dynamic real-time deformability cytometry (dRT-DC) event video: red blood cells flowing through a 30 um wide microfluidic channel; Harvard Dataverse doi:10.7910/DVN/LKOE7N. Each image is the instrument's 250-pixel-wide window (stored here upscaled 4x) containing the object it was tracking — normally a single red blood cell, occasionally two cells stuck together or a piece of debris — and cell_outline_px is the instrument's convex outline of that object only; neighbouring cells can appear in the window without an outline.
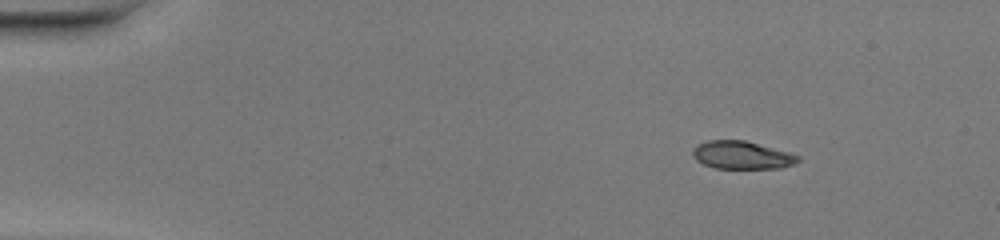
{"species": "common noctule bat (a hibernating species)", "species_latin": "Nyctalus noctula", "temperature_condition": "warm", "stored_images_in_passage": 11, "camera_frame_rate_fps": 3000, "um_per_image_px": 0.085, "animal": {"sex": "female", "body_mass_g": 20.0, "forearm_length_mm": 54.0}, "frame": {"image": 1, "passage_image": 1, "time_ms": 0.0, "image_size_px": [1000, 240], "cell_outline_px": [[800, 160], [792, 164], [780, 168], [716, 168], [704, 164], [696, 160], [692, 156], [692, 148], [696, 144], [708, 140], [744, 140], [788, 152], [800, 156]], "centroid_in_image_um": [63.01, 13.18], "position_along_channel_um": 22.0, "area_um2": 17.05}}
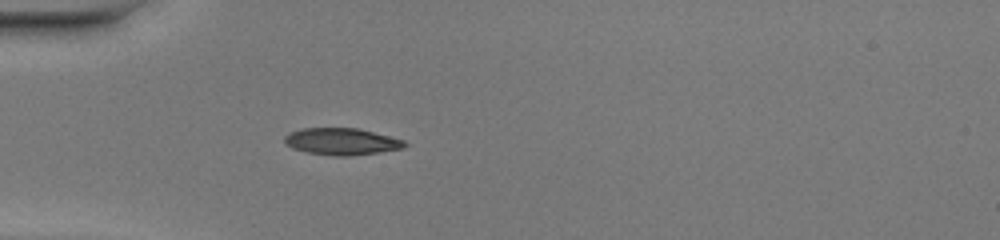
{"frame": {"image": 2, "passage_image": 10, "time_ms": 3.0, "image_size_px": [1000, 240], "cell_outline_px": [[408, 144], [404, 148], [380, 152], [348, 156], [336, 156], [308, 152], [292, 148], [284, 144], [284, 136], [288, 132], [300, 128], [356, 128], [404, 140]], "centroid_in_image_um": [29.0, 12.03], "position_along_channel_um": 56.0, "area_um2": 18.79}}